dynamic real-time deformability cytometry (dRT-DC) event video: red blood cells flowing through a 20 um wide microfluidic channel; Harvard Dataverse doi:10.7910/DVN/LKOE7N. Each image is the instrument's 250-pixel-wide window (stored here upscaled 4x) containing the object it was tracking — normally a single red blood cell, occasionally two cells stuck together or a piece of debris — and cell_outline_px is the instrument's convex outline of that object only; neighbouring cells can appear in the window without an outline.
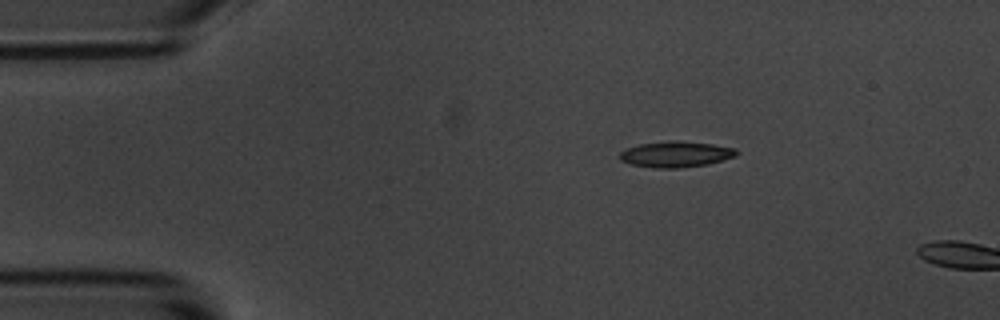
{"species": "common noctule bat (a hibernating species)", "species_latin": "Nyctalus noctula", "temperature_condition": "room temperature", "stored_images_in_passage": 2, "camera_frame_rate_fps": 3000, "um_per_image_px": 0.085, "animal": {"sex": "male", "body_mass_g": 20.1, "forearm_length_mm": 53.5}, "frame": {"image": 1, "passage_image": 1, "time_ms": 0.0, "image_size_px": [1000, 320], "cell_outline_px": [[740, 152], [736, 156], [708, 164], [680, 168], [656, 168], [632, 164], [620, 160], [620, 152], [624, 148], [640, 144], [676, 140], [712, 144], [736, 148]], "centroid_in_image_um": [57.46, 13.11], "position_along_channel_um": 27.5, "area_um2": 17.63}}